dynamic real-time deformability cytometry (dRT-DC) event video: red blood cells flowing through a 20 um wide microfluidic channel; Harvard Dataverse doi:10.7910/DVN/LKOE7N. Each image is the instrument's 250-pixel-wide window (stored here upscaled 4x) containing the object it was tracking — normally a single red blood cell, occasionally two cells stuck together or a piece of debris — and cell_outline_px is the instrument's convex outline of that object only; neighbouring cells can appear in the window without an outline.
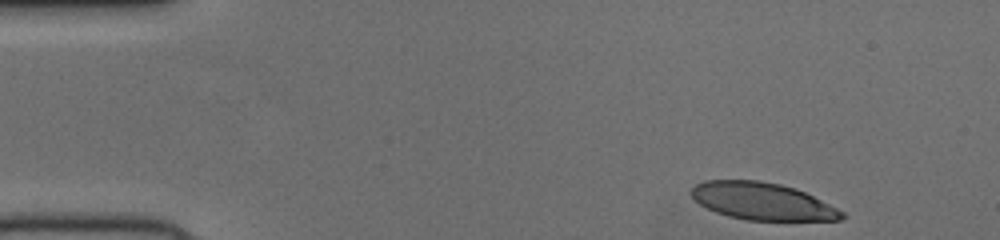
{"species": "human", "species_latin": "Homo sapiens", "temperature_condition": "cold", "stored_images_in_passage": 47, "camera_frame_rate_fps": 3000, "um_per_image_px": 0.085, "donor": {"sex": "female"}, "frame": {"image": 1, "passage_image": 1, "time_ms": 0.0, "image_size_px": [1000, 240], "cell_outline_px": [[844, 220], [748, 220], [728, 216], [716, 212], [700, 204], [688, 192], [696, 184], [704, 180], [760, 180], [780, 184], [796, 188], [844, 212]], "centroid_in_image_um": [64.77, 17.1], "position_along_channel_um": 20.2, "area_um2": 32.48}}
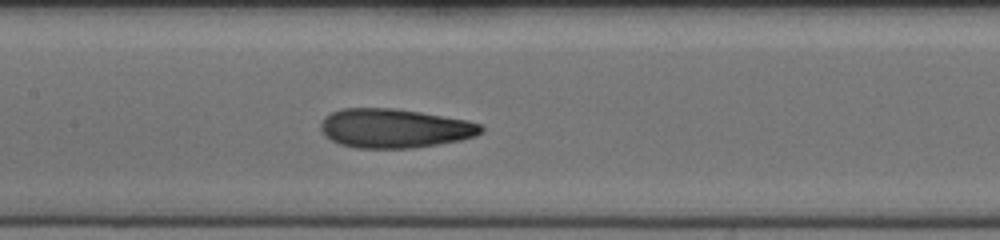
{"frame": {"image": 2, "passage_image": 20, "time_ms": 6.333, "image_size_px": [1000, 240], "cell_outline_px": [[484, 132], [476, 136], [460, 140], [412, 148], [356, 148], [340, 144], [324, 136], [320, 128], [320, 124], [324, 116], [332, 112], [344, 108], [392, 108], [420, 112], [468, 120], [484, 124]], "centroid_in_image_um": [33.55, 10.9], "position_along_channel_um": 173.9, "area_um2": 36.76}}
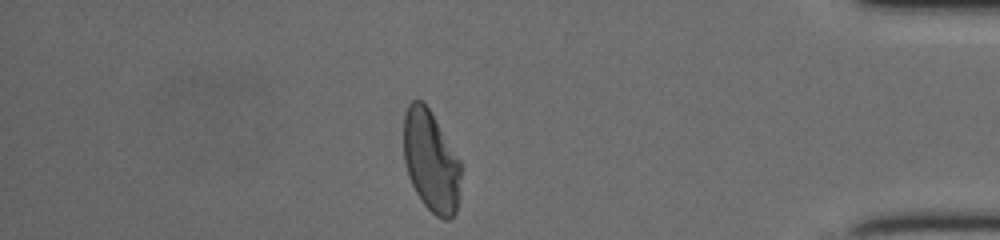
{"frame": {"image": 3, "passage_image": 40, "time_ms": 13.0, "image_size_px": [1000, 240], "cell_outline_px": [[460, 196], [456, 212], [448, 220], [444, 220], [436, 216], [420, 200], [408, 176], [404, 160], [404, 116], [408, 104], [412, 100], [420, 100], [428, 108], [460, 160]], "centroid_in_image_um": [36.63, 13.74], "position_along_channel_um": 398.6, "area_um2": 33.64}}